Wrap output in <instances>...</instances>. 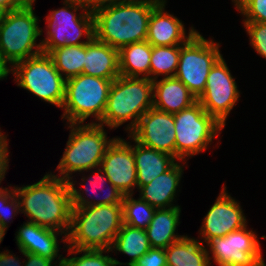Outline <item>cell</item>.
<instances>
[{"label":"cell","instance_id":"6da1fadb","mask_svg":"<svg viewBox=\"0 0 266 266\" xmlns=\"http://www.w3.org/2000/svg\"><path fill=\"white\" fill-rule=\"evenodd\" d=\"M14 190L27 222L68 235L72 204L67 180L46 172L38 182L22 187L14 185Z\"/></svg>","mask_w":266,"mask_h":266},{"label":"cell","instance_id":"7a4b0ae2","mask_svg":"<svg viewBox=\"0 0 266 266\" xmlns=\"http://www.w3.org/2000/svg\"><path fill=\"white\" fill-rule=\"evenodd\" d=\"M161 0H132L92 9L94 37L111 47L146 41L149 18Z\"/></svg>","mask_w":266,"mask_h":266},{"label":"cell","instance_id":"3957f363","mask_svg":"<svg viewBox=\"0 0 266 266\" xmlns=\"http://www.w3.org/2000/svg\"><path fill=\"white\" fill-rule=\"evenodd\" d=\"M122 225V204L72 208L67 246L110 250Z\"/></svg>","mask_w":266,"mask_h":266},{"label":"cell","instance_id":"277c9868","mask_svg":"<svg viewBox=\"0 0 266 266\" xmlns=\"http://www.w3.org/2000/svg\"><path fill=\"white\" fill-rule=\"evenodd\" d=\"M152 107V80L119 75L111 84L103 117L98 124L112 130L129 122L124 129L129 134L141 116Z\"/></svg>","mask_w":266,"mask_h":266},{"label":"cell","instance_id":"5b68a950","mask_svg":"<svg viewBox=\"0 0 266 266\" xmlns=\"http://www.w3.org/2000/svg\"><path fill=\"white\" fill-rule=\"evenodd\" d=\"M70 129L63 156L57 165L59 174L50 173L69 180L75 173L98 168L108 146L116 137L108 139L105 126L98 123H67ZM69 125V126H68Z\"/></svg>","mask_w":266,"mask_h":266},{"label":"cell","instance_id":"8992f818","mask_svg":"<svg viewBox=\"0 0 266 266\" xmlns=\"http://www.w3.org/2000/svg\"><path fill=\"white\" fill-rule=\"evenodd\" d=\"M34 11L33 4H23L7 11L0 22V56L9 68L42 53V42L37 41L44 31Z\"/></svg>","mask_w":266,"mask_h":266},{"label":"cell","instance_id":"52a82bcc","mask_svg":"<svg viewBox=\"0 0 266 266\" xmlns=\"http://www.w3.org/2000/svg\"><path fill=\"white\" fill-rule=\"evenodd\" d=\"M114 79H104L87 74H79L66 80L65 97L61 118L68 123H84L89 117L99 123L108 100Z\"/></svg>","mask_w":266,"mask_h":266},{"label":"cell","instance_id":"ba28073f","mask_svg":"<svg viewBox=\"0 0 266 266\" xmlns=\"http://www.w3.org/2000/svg\"><path fill=\"white\" fill-rule=\"evenodd\" d=\"M62 2V8L51 10L45 17L46 38L40 40L42 53L49 54L63 46L86 44L94 37V16L88 5ZM82 37L86 39L82 40Z\"/></svg>","mask_w":266,"mask_h":266},{"label":"cell","instance_id":"9c48e42d","mask_svg":"<svg viewBox=\"0 0 266 266\" xmlns=\"http://www.w3.org/2000/svg\"><path fill=\"white\" fill-rule=\"evenodd\" d=\"M175 159L188 161L190 157L209 149L224 126L209 115L197 101L191 107L174 114Z\"/></svg>","mask_w":266,"mask_h":266},{"label":"cell","instance_id":"30bf717a","mask_svg":"<svg viewBox=\"0 0 266 266\" xmlns=\"http://www.w3.org/2000/svg\"><path fill=\"white\" fill-rule=\"evenodd\" d=\"M17 86L57 108H62L66 80L46 53L27 58L10 68Z\"/></svg>","mask_w":266,"mask_h":266},{"label":"cell","instance_id":"8fae6325","mask_svg":"<svg viewBox=\"0 0 266 266\" xmlns=\"http://www.w3.org/2000/svg\"><path fill=\"white\" fill-rule=\"evenodd\" d=\"M196 32L180 45V57L175 78L180 80L198 99L205 90L208 74L222 56L220 45Z\"/></svg>","mask_w":266,"mask_h":266},{"label":"cell","instance_id":"7c38bea8","mask_svg":"<svg viewBox=\"0 0 266 266\" xmlns=\"http://www.w3.org/2000/svg\"><path fill=\"white\" fill-rule=\"evenodd\" d=\"M205 246L212 266V259L218 266H259L265 262L257 234L248 225L212 239Z\"/></svg>","mask_w":266,"mask_h":266},{"label":"cell","instance_id":"4fadbf2b","mask_svg":"<svg viewBox=\"0 0 266 266\" xmlns=\"http://www.w3.org/2000/svg\"><path fill=\"white\" fill-rule=\"evenodd\" d=\"M240 95L235 78L222 55L211 68L205 90L197 101L209 115L225 127L227 117L239 101Z\"/></svg>","mask_w":266,"mask_h":266},{"label":"cell","instance_id":"5bb4252c","mask_svg":"<svg viewBox=\"0 0 266 266\" xmlns=\"http://www.w3.org/2000/svg\"><path fill=\"white\" fill-rule=\"evenodd\" d=\"M222 190L214 204L202 219V225L198 230L200 242L204 245L210 240L226 236L232 231L243 228L248 224L244 210L235 198L227 191V186L222 185Z\"/></svg>","mask_w":266,"mask_h":266},{"label":"cell","instance_id":"9a60e30c","mask_svg":"<svg viewBox=\"0 0 266 266\" xmlns=\"http://www.w3.org/2000/svg\"><path fill=\"white\" fill-rule=\"evenodd\" d=\"M129 135L138 143L175 158L174 114L152 107L141 116Z\"/></svg>","mask_w":266,"mask_h":266},{"label":"cell","instance_id":"2e32d148","mask_svg":"<svg viewBox=\"0 0 266 266\" xmlns=\"http://www.w3.org/2000/svg\"><path fill=\"white\" fill-rule=\"evenodd\" d=\"M100 168L108 180L125 196L134 194L137 174L132 144L116 137L108 146Z\"/></svg>","mask_w":266,"mask_h":266},{"label":"cell","instance_id":"e0dca14e","mask_svg":"<svg viewBox=\"0 0 266 266\" xmlns=\"http://www.w3.org/2000/svg\"><path fill=\"white\" fill-rule=\"evenodd\" d=\"M90 171L91 174H89L87 177H85L86 175L82 176L79 183L80 185H82L80 186L81 188L78 187L76 188L75 185L76 184L78 185V183L77 181H74L73 177H71L68 180L70 193H71L72 208H85L88 206H97V205L122 204L124 195L108 180V178L106 177V175L104 174L103 170L100 167L91 170H85L79 172L78 174L79 176H81L80 174H82L83 172H90ZM104 187H106L105 189L107 190V192L104 191ZM90 189L93 190V192H90ZM98 189L104 192L102 196H101L102 193L99 194L100 191Z\"/></svg>","mask_w":266,"mask_h":266},{"label":"cell","instance_id":"ac0fdd59","mask_svg":"<svg viewBox=\"0 0 266 266\" xmlns=\"http://www.w3.org/2000/svg\"><path fill=\"white\" fill-rule=\"evenodd\" d=\"M18 228L19 230L15 234L18 249L26 253H33L51 259L58 266L63 265L64 257L62 254H59L60 249H62L61 245H59V240H61L60 243L62 242L65 247L67 246V235L65 233L31 222H25ZM59 236H62L61 239Z\"/></svg>","mask_w":266,"mask_h":266},{"label":"cell","instance_id":"d6986e66","mask_svg":"<svg viewBox=\"0 0 266 266\" xmlns=\"http://www.w3.org/2000/svg\"><path fill=\"white\" fill-rule=\"evenodd\" d=\"M167 0H161L152 10L149 18L146 41L152 46L185 44L196 32L191 26L187 33L182 20L165 11Z\"/></svg>","mask_w":266,"mask_h":266},{"label":"cell","instance_id":"ffe728a7","mask_svg":"<svg viewBox=\"0 0 266 266\" xmlns=\"http://www.w3.org/2000/svg\"><path fill=\"white\" fill-rule=\"evenodd\" d=\"M184 164L187 165V162L176 161L166 172L158 175L149 184L141 186L138 189L139 197L157 209L179 206L173 203L180 192Z\"/></svg>","mask_w":266,"mask_h":266},{"label":"cell","instance_id":"44dd1931","mask_svg":"<svg viewBox=\"0 0 266 266\" xmlns=\"http://www.w3.org/2000/svg\"><path fill=\"white\" fill-rule=\"evenodd\" d=\"M196 102L197 98L175 77L153 81V107L158 110L175 114Z\"/></svg>","mask_w":266,"mask_h":266},{"label":"cell","instance_id":"7402d4cb","mask_svg":"<svg viewBox=\"0 0 266 266\" xmlns=\"http://www.w3.org/2000/svg\"><path fill=\"white\" fill-rule=\"evenodd\" d=\"M83 74L104 79L120 75L119 50L93 37L86 43Z\"/></svg>","mask_w":266,"mask_h":266},{"label":"cell","instance_id":"603a6c76","mask_svg":"<svg viewBox=\"0 0 266 266\" xmlns=\"http://www.w3.org/2000/svg\"><path fill=\"white\" fill-rule=\"evenodd\" d=\"M128 138L135 144H132V150L135 159L138 189L149 184L158 175L166 172L177 161L167 153L138 143L129 134Z\"/></svg>","mask_w":266,"mask_h":266},{"label":"cell","instance_id":"cb8c5ba5","mask_svg":"<svg viewBox=\"0 0 266 266\" xmlns=\"http://www.w3.org/2000/svg\"><path fill=\"white\" fill-rule=\"evenodd\" d=\"M180 215V206L156 209L150 224L145 229L151 248L166 249L185 236L176 232L177 226L180 225Z\"/></svg>","mask_w":266,"mask_h":266},{"label":"cell","instance_id":"d4e9b609","mask_svg":"<svg viewBox=\"0 0 266 266\" xmlns=\"http://www.w3.org/2000/svg\"><path fill=\"white\" fill-rule=\"evenodd\" d=\"M164 250L167 266H211L207 248L199 238L185 235Z\"/></svg>","mask_w":266,"mask_h":266},{"label":"cell","instance_id":"484cf974","mask_svg":"<svg viewBox=\"0 0 266 266\" xmlns=\"http://www.w3.org/2000/svg\"><path fill=\"white\" fill-rule=\"evenodd\" d=\"M151 249L145 229L135 228L123 224L114 238L110 248L111 253L117 251L130 257L129 262H120L114 258L116 266H133L138 259ZM114 250V251H113Z\"/></svg>","mask_w":266,"mask_h":266},{"label":"cell","instance_id":"4316f807","mask_svg":"<svg viewBox=\"0 0 266 266\" xmlns=\"http://www.w3.org/2000/svg\"><path fill=\"white\" fill-rule=\"evenodd\" d=\"M152 45L148 41L132 43L119 49V70L124 77L149 78Z\"/></svg>","mask_w":266,"mask_h":266},{"label":"cell","instance_id":"83f0119b","mask_svg":"<svg viewBox=\"0 0 266 266\" xmlns=\"http://www.w3.org/2000/svg\"><path fill=\"white\" fill-rule=\"evenodd\" d=\"M48 55L65 80L83 74L86 44L59 47Z\"/></svg>","mask_w":266,"mask_h":266},{"label":"cell","instance_id":"f1b7e54d","mask_svg":"<svg viewBox=\"0 0 266 266\" xmlns=\"http://www.w3.org/2000/svg\"><path fill=\"white\" fill-rule=\"evenodd\" d=\"M180 45L152 46L149 79L154 81L159 76L174 77L178 68Z\"/></svg>","mask_w":266,"mask_h":266},{"label":"cell","instance_id":"f546056e","mask_svg":"<svg viewBox=\"0 0 266 266\" xmlns=\"http://www.w3.org/2000/svg\"><path fill=\"white\" fill-rule=\"evenodd\" d=\"M134 194L125 195L122 200L123 224L146 229L157 208L151 206L140 197L134 199Z\"/></svg>","mask_w":266,"mask_h":266},{"label":"cell","instance_id":"4dcf8cb0","mask_svg":"<svg viewBox=\"0 0 266 266\" xmlns=\"http://www.w3.org/2000/svg\"><path fill=\"white\" fill-rule=\"evenodd\" d=\"M63 249L68 252V256H64L62 266H116L114 257L108 254L110 250L78 249L68 246H64Z\"/></svg>","mask_w":266,"mask_h":266},{"label":"cell","instance_id":"1f68e13d","mask_svg":"<svg viewBox=\"0 0 266 266\" xmlns=\"http://www.w3.org/2000/svg\"><path fill=\"white\" fill-rule=\"evenodd\" d=\"M11 210V211H10ZM20 212L19 199L15 193L14 186L0 187V224L9 228V223Z\"/></svg>","mask_w":266,"mask_h":266},{"label":"cell","instance_id":"d6a6232c","mask_svg":"<svg viewBox=\"0 0 266 266\" xmlns=\"http://www.w3.org/2000/svg\"><path fill=\"white\" fill-rule=\"evenodd\" d=\"M242 24L249 36L250 46L259 56L266 59V23L243 22Z\"/></svg>","mask_w":266,"mask_h":266},{"label":"cell","instance_id":"836d02e7","mask_svg":"<svg viewBox=\"0 0 266 266\" xmlns=\"http://www.w3.org/2000/svg\"><path fill=\"white\" fill-rule=\"evenodd\" d=\"M236 10L244 17L242 22L266 23V0H244Z\"/></svg>","mask_w":266,"mask_h":266},{"label":"cell","instance_id":"e575fe53","mask_svg":"<svg viewBox=\"0 0 266 266\" xmlns=\"http://www.w3.org/2000/svg\"><path fill=\"white\" fill-rule=\"evenodd\" d=\"M133 266H167L165 250L151 248Z\"/></svg>","mask_w":266,"mask_h":266},{"label":"cell","instance_id":"d590c367","mask_svg":"<svg viewBox=\"0 0 266 266\" xmlns=\"http://www.w3.org/2000/svg\"><path fill=\"white\" fill-rule=\"evenodd\" d=\"M7 135L0 131V185L4 181L7 169H9V143Z\"/></svg>","mask_w":266,"mask_h":266},{"label":"cell","instance_id":"8d00e7d4","mask_svg":"<svg viewBox=\"0 0 266 266\" xmlns=\"http://www.w3.org/2000/svg\"><path fill=\"white\" fill-rule=\"evenodd\" d=\"M18 250L23 255V257L27 259L24 261V266H58L51 259L33 253H26L20 249Z\"/></svg>","mask_w":266,"mask_h":266},{"label":"cell","instance_id":"74e56055","mask_svg":"<svg viewBox=\"0 0 266 266\" xmlns=\"http://www.w3.org/2000/svg\"><path fill=\"white\" fill-rule=\"evenodd\" d=\"M20 260L21 258L16 257L14 253L11 254L8 249L3 252L0 251V266H24V261Z\"/></svg>","mask_w":266,"mask_h":266},{"label":"cell","instance_id":"f35d334b","mask_svg":"<svg viewBox=\"0 0 266 266\" xmlns=\"http://www.w3.org/2000/svg\"><path fill=\"white\" fill-rule=\"evenodd\" d=\"M0 5L6 11L19 9L23 4L19 0H0Z\"/></svg>","mask_w":266,"mask_h":266},{"label":"cell","instance_id":"ab89813d","mask_svg":"<svg viewBox=\"0 0 266 266\" xmlns=\"http://www.w3.org/2000/svg\"><path fill=\"white\" fill-rule=\"evenodd\" d=\"M126 1H132V0H91V2L88 4V7L92 10L96 7H99L105 4L126 2Z\"/></svg>","mask_w":266,"mask_h":266},{"label":"cell","instance_id":"60d3db41","mask_svg":"<svg viewBox=\"0 0 266 266\" xmlns=\"http://www.w3.org/2000/svg\"><path fill=\"white\" fill-rule=\"evenodd\" d=\"M10 74V68L2 61L0 56V80L7 79Z\"/></svg>","mask_w":266,"mask_h":266},{"label":"cell","instance_id":"b9f144b4","mask_svg":"<svg viewBox=\"0 0 266 266\" xmlns=\"http://www.w3.org/2000/svg\"><path fill=\"white\" fill-rule=\"evenodd\" d=\"M6 231H7V228L3 227L1 224H0V244L2 243L3 239H4V236L6 234Z\"/></svg>","mask_w":266,"mask_h":266},{"label":"cell","instance_id":"7bdbcfd3","mask_svg":"<svg viewBox=\"0 0 266 266\" xmlns=\"http://www.w3.org/2000/svg\"><path fill=\"white\" fill-rule=\"evenodd\" d=\"M64 2H76V3L88 5L91 2V0H64Z\"/></svg>","mask_w":266,"mask_h":266},{"label":"cell","instance_id":"ee69618b","mask_svg":"<svg viewBox=\"0 0 266 266\" xmlns=\"http://www.w3.org/2000/svg\"><path fill=\"white\" fill-rule=\"evenodd\" d=\"M6 12L7 11L0 5V22L4 19Z\"/></svg>","mask_w":266,"mask_h":266},{"label":"cell","instance_id":"f6af8a7d","mask_svg":"<svg viewBox=\"0 0 266 266\" xmlns=\"http://www.w3.org/2000/svg\"><path fill=\"white\" fill-rule=\"evenodd\" d=\"M22 4H33L36 2V0H19Z\"/></svg>","mask_w":266,"mask_h":266},{"label":"cell","instance_id":"bcb514c9","mask_svg":"<svg viewBox=\"0 0 266 266\" xmlns=\"http://www.w3.org/2000/svg\"><path fill=\"white\" fill-rule=\"evenodd\" d=\"M244 0H232V3H234L235 8L237 9V7L243 2Z\"/></svg>","mask_w":266,"mask_h":266},{"label":"cell","instance_id":"7dc6e473","mask_svg":"<svg viewBox=\"0 0 266 266\" xmlns=\"http://www.w3.org/2000/svg\"><path fill=\"white\" fill-rule=\"evenodd\" d=\"M259 266H266L265 262L264 263H261Z\"/></svg>","mask_w":266,"mask_h":266}]
</instances>
